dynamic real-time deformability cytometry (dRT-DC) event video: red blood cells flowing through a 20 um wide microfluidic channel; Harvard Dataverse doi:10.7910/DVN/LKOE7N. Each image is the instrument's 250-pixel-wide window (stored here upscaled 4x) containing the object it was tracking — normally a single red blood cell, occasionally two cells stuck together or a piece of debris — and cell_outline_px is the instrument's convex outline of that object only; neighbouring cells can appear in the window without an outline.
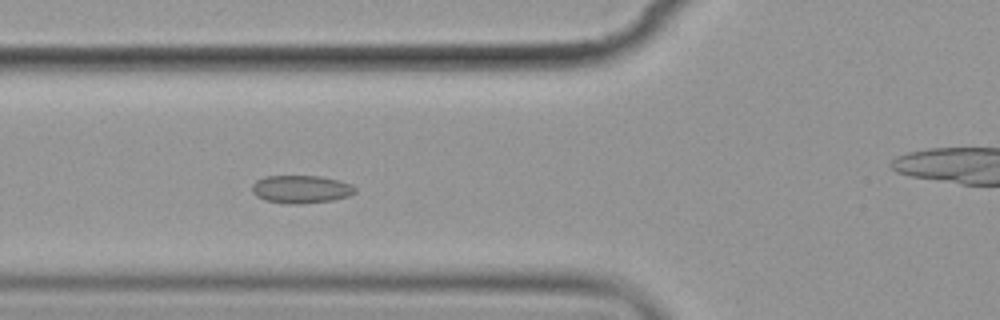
{"species": "common noctule bat (a hibernating species)", "species_latin": "Nyctalus noctula", "temperature_condition": "cold", "stored_images_in_passage": 7, "camera_frame_rate_fps": 3000, "um_per_image_px": 0.085, "animal": {"sex": "female", "body_mass_g": 19.9}, "frame": {"image": 1, "passage_image": 6, "time_ms": 6.667, "image_size_px": [1000, 320], "cell_outline_px": [[356, 192], [348, 196], [332, 200], [296, 204], [288, 204], [264, 200], [256, 196], [252, 192], [252, 184], [256, 180], [264, 176], [320, 176], [340, 180], [352, 184], [356, 188]], "centroid_in_image_um": [25.58, 16.08], "position_along_channel_um": 100.2, "area_um2": 16.88}}